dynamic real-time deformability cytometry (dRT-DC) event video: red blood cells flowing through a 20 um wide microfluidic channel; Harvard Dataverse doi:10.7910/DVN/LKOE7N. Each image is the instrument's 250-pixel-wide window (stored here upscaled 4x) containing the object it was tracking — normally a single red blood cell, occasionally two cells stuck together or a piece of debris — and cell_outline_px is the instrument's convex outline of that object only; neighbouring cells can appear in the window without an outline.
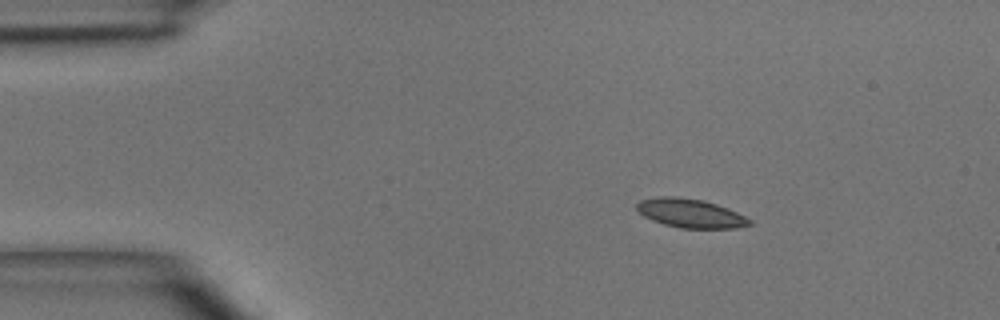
{"species": "common noctule bat (a hibernating species)", "species_latin": "Nyctalus noctula", "temperature_condition": "room temperature", "stored_images_in_passage": 5, "camera_frame_rate_fps": 3000, "um_per_image_px": 0.085, "animal": {"sex": "male", "body_mass_g": 15.6}, "frame": {"image": 1, "passage_image": 2, "time_ms": 1.333, "image_size_px": [1000, 320], "cell_outline_px": [[752, 224], [736, 228], [680, 228], [664, 224], [652, 220], [644, 216], [636, 208], [636, 204], [640, 200], [660, 196], [672, 196], [704, 200], [728, 208], [752, 220]], "centroid_in_image_um": [58.69, 18.12], "position_along_channel_um": 26.3, "area_um2": 18.9}}
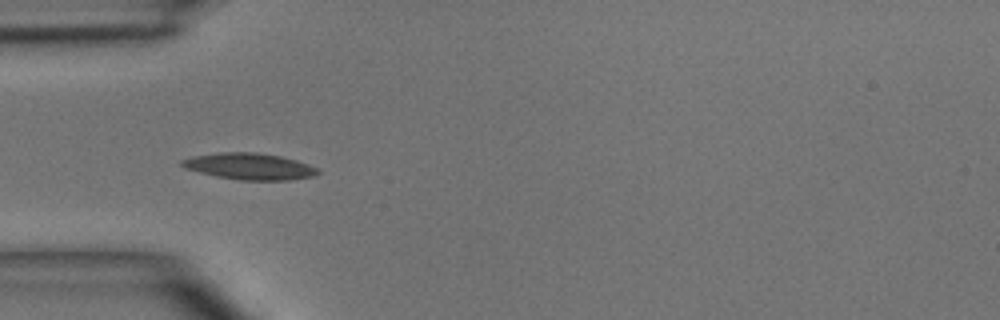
{"frame": {"image": 2, "passage_image": 4, "time_ms": 3.667, "image_size_px": [1000, 320], "cell_outline_px": [[320, 172], [312, 176], [288, 180], [240, 180], [216, 176], [184, 168], [180, 164], [180, 160], [192, 156], [220, 152], [256, 152], [280, 156], [296, 160], [308, 164], [316, 168]], "centroid_in_image_um": [21.17, 14.13], "position_along_channel_um": 63.8, "area_um2": 20.87}}
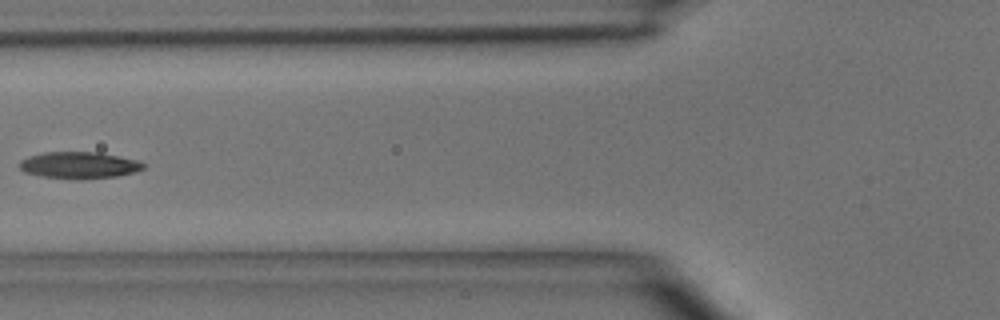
{"frame": {"image": 3, "passage_image": 5, "time_ms": 5.0, "image_size_px": [1000, 320], "cell_outline_px": [[148, 164], [144, 168], [136, 172], [116, 176], [84, 180], [80, 180], [40, 176], [24, 172], [16, 164], [20, 160], [28, 156], [44, 152], [100, 152], [136, 160]], "centroid_in_image_um": [6.71, 14.05], "position_along_channel_um": 119.1, "area_um2": 19.65}}